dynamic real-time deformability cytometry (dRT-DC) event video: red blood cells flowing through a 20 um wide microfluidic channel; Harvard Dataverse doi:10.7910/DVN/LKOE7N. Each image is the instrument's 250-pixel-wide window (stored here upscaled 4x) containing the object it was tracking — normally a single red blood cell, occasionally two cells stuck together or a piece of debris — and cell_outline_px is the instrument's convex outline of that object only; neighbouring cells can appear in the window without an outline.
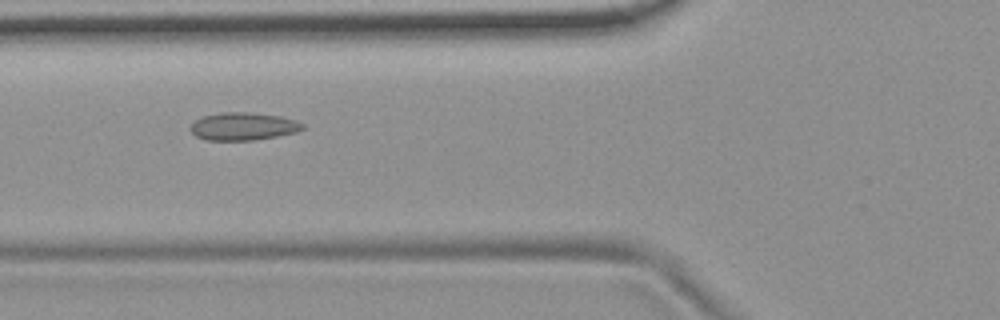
{"species": "common noctule bat (a hibernating species)", "species_latin": "Nyctalus noctula", "temperature_condition": "room temperature", "stored_images_in_passage": 8, "camera_frame_rate_fps": 3000, "um_per_image_px": 0.085, "animal": {"sex": "female", "body_mass_g": 19.9}, "frame": {"image": 1, "passage_image": 7, "time_ms": 6.667, "image_size_px": [1000, 320], "cell_outline_px": [[304, 128], [296, 132], [256, 140], [204, 140], [196, 136], [188, 128], [196, 120], [204, 116], [220, 112], [252, 112], [280, 116], [296, 120], [304, 124]], "centroid_in_image_um": [20.67, 10.74], "position_along_channel_um": 105.1, "area_um2": 18.21}}
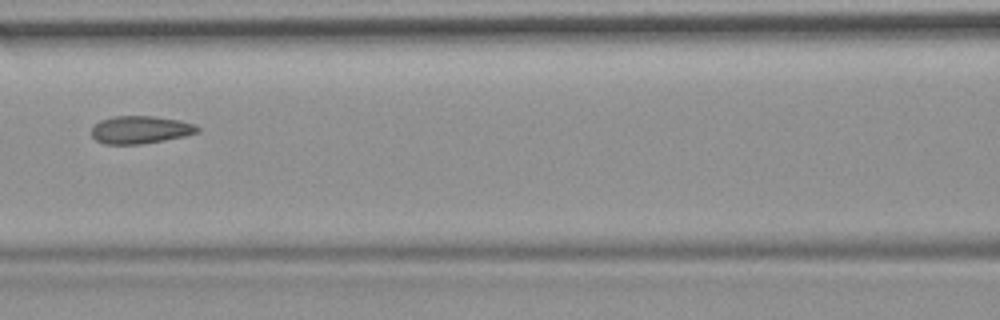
{"frame": {"image": 2, "passage_image": 8, "time_ms": 8.0, "image_size_px": [1000, 320], "cell_outline_px": [[200, 132], [184, 136], [164, 140], [140, 144], [104, 144], [96, 140], [92, 136], [92, 128], [100, 120], [112, 116], [152, 116], [180, 120], [196, 124], [200, 128]], "centroid_in_image_um": [11.95, 11.02], "position_along_channel_um": 154.6, "area_um2": 17.17}}